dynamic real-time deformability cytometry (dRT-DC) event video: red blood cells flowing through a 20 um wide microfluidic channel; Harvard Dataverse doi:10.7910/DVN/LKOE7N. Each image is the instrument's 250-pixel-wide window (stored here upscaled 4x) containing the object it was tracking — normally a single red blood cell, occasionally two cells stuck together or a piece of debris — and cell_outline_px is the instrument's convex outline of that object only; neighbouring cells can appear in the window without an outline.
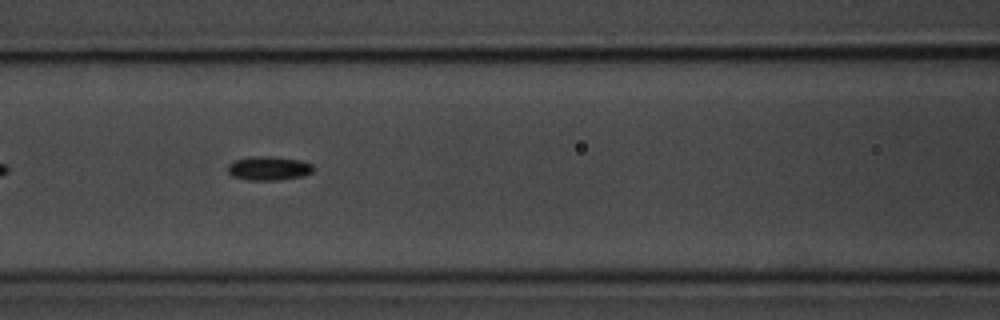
{"species": "common noctule bat (a hibernating species)", "species_latin": "Nyctalus noctula", "temperature_condition": "room temperature", "stored_images_in_passage": 37, "camera_frame_rate_fps": 3000, "um_per_image_px": 0.085, "animal": {"sex": "male", "body_mass_g": 20.1, "forearm_length_mm": 53.5}, "frame": {"image": 1, "passage_image": 11, "time_ms": 3.333, "image_size_px": [1000, 320], "cell_outline_px": [[312, 172], [300, 176], [276, 180], [248, 180], [232, 176], [228, 172], [228, 164], [236, 160], [252, 156], [268, 156], [300, 160], [312, 164]], "centroid_in_image_um": [22.8, 14.3], "position_along_channel_um": 143.8, "area_um2": 11.73}}